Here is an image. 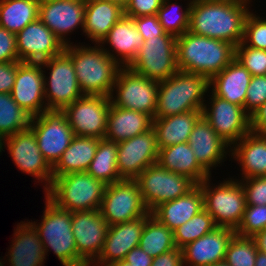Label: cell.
<instances>
[{"label":"cell","mask_w":266,"mask_h":266,"mask_svg":"<svg viewBox=\"0 0 266 266\" xmlns=\"http://www.w3.org/2000/svg\"><path fill=\"white\" fill-rule=\"evenodd\" d=\"M157 163L168 171L188 177L196 185L210 177L198 164L188 142L159 149Z\"/></svg>","instance_id":"32"},{"label":"cell","mask_w":266,"mask_h":266,"mask_svg":"<svg viewBox=\"0 0 266 266\" xmlns=\"http://www.w3.org/2000/svg\"><path fill=\"white\" fill-rule=\"evenodd\" d=\"M94 45L71 43L65 45L64 52L72 59L77 82L84 95L110 97L122 67L99 44Z\"/></svg>","instance_id":"3"},{"label":"cell","mask_w":266,"mask_h":266,"mask_svg":"<svg viewBox=\"0 0 266 266\" xmlns=\"http://www.w3.org/2000/svg\"><path fill=\"white\" fill-rule=\"evenodd\" d=\"M124 16V9L107 0H86L84 36L99 44L110 29Z\"/></svg>","instance_id":"31"},{"label":"cell","mask_w":266,"mask_h":266,"mask_svg":"<svg viewBox=\"0 0 266 266\" xmlns=\"http://www.w3.org/2000/svg\"><path fill=\"white\" fill-rule=\"evenodd\" d=\"M128 68L148 79L158 82L166 80L179 70L176 37L166 33L144 40L141 49Z\"/></svg>","instance_id":"8"},{"label":"cell","mask_w":266,"mask_h":266,"mask_svg":"<svg viewBox=\"0 0 266 266\" xmlns=\"http://www.w3.org/2000/svg\"><path fill=\"white\" fill-rule=\"evenodd\" d=\"M84 266H97V265H94L93 263H88V264H85Z\"/></svg>","instance_id":"59"},{"label":"cell","mask_w":266,"mask_h":266,"mask_svg":"<svg viewBox=\"0 0 266 266\" xmlns=\"http://www.w3.org/2000/svg\"><path fill=\"white\" fill-rule=\"evenodd\" d=\"M158 90V81L122 67L117 73L110 99L114 106L144 112L154 119Z\"/></svg>","instance_id":"10"},{"label":"cell","mask_w":266,"mask_h":266,"mask_svg":"<svg viewBox=\"0 0 266 266\" xmlns=\"http://www.w3.org/2000/svg\"><path fill=\"white\" fill-rule=\"evenodd\" d=\"M151 266H184L181 248H175L169 252L153 258Z\"/></svg>","instance_id":"51"},{"label":"cell","mask_w":266,"mask_h":266,"mask_svg":"<svg viewBox=\"0 0 266 266\" xmlns=\"http://www.w3.org/2000/svg\"><path fill=\"white\" fill-rule=\"evenodd\" d=\"M71 224L78 255L87 264L94 263L104 248L109 225L99 210L74 211Z\"/></svg>","instance_id":"19"},{"label":"cell","mask_w":266,"mask_h":266,"mask_svg":"<svg viewBox=\"0 0 266 266\" xmlns=\"http://www.w3.org/2000/svg\"><path fill=\"white\" fill-rule=\"evenodd\" d=\"M28 221H21L14 228V238L11 240L7 258L3 257L5 262L0 258V266H5L7 261L8 266H44V260L47 259L44 245L38 231Z\"/></svg>","instance_id":"25"},{"label":"cell","mask_w":266,"mask_h":266,"mask_svg":"<svg viewBox=\"0 0 266 266\" xmlns=\"http://www.w3.org/2000/svg\"><path fill=\"white\" fill-rule=\"evenodd\" d=\"M251 77L250 72L234 59L209 80V89L215 96L244 108Z\"/></svg>","instance_id":"28"},{"label":"cell","mask_w":266,"mask_h":266,"mask_svg":"<svg viewBox=\"0 0 266 266\" xmlns=\"http://www.w3.org/2000/svg\"><path fill=\"white\" fill-rule=\"evenodd\" d=\"M143 42L144 38L137 31L133 18L123 16L110 29L99 45L121 67H128L135 59ZM105 44L108 45V49Z\"/></svg>","instance_id":"26"},{"label":"cell","mask_w":266,"mask_h":266,"mask_svg":"<svg viewBox=\"0 0 266 266\" xmlns=\"http://www.w3.org/2000/svg\"><path fill=\"white\" fill-rule=\"evenodd\" d=\"M266 229V205H246L242 220L235 230L237 235L253 237Z\"/></svg>","instance_id":"42"},{"label":"cell","mask_w":266,"mask_h":266,"mask_svg":"<svg viewBox=\"0 0 266 266\" xmlns=\"http://www.w3.org/2000/svg\"><path fill=\"white\" fill-rule=\"evenodd\" d=\"M254 13L256 11H251L246 17L242 43L245 46L266 50V18Z\"/></svg>","instance_id":"44"},{"label":"cell","mask_w":266,"mask_h":266,"mask_svg":"<svg viewBox=\"0 0 266 266\" xmlns=\"http://www.w3.org/2000/svg\"><path fill=\"white\" fill-rule=\"evenodd\" d=\"M153 127V118L140 111L110 105L105 138L119 143L146 133Z\"/></svg>","instance_id":"30"},{"label":"cell","mask_w":266,"mask_h":266,"mask_svg":"<svg viewBox=\"0 0 266 266\" xmlns=\"http://www.w3.org/2000/svg\"><path fill=\"white\" fill-rule=\"evenodd\" d=\"M109 2L115 3L119 6H121L123 9L128 5L130 0H107Z\"/></svg>","instance_id":"56"},{"label":"cell","mask_w":266,"mask_h":266,"mask_svg":"<svg viewBox=\"0 0 266 266\" xmlns=\"http://www.w3.org/2000/svg\"><path fill=\"white\" fill-rule=\"evenodd\" d=\"M30 128L36 135L41 154L51 167L75 137L65 114L58 110H48L32 117Z\"/></svg>","instance_id":"14"},{"label":"cell","mask_w":266,"mask_h":266,"mask_svg":"<svg viewBox=\"0 0 266 266\" xmlns=\"http://www.w3.org/2000/svg\"><path fill=\"white\" fill-rule=\"evenodd\" d=\"M110 105L108 96L83 95L62 112L76 136L104 139Z\"/></svg>","instance_id":"15"},{"label":"cell","mask_w":266,"mask_h":266,"mask_svg":"<svg viewBox=\"0 0 266 266\" xmlns=\"http://www.w3.org/2000/svg\"><path fill=\"white\" fill-rule=\"evenodd\" d=\"M211 181L210 176L199 184L202 189L204 209L212 216L217 227L236 230L246 207L245 193L240 181L233 177L226 178L219 182L218 186Z\"/></svg>","instance_id":"7"},{"label":"cell","mask_w":266,"mask_h":266,"mask_svg":"<svg viewBox=\"0 0 266 266\" xmlns=\"http://www.w3.org/2000/svg\"><path fill=\"white\" fill-rule=\"evenodd\" d=\"M235 59L252 76L266 75V50L245 46L242 42L235 47Z\"/></svg>","instance_id":"43"},{"label":"cell","mask_w":266,"mask_h":266,"mask_svg":"<svg viewBox=\"0 0 266 266\" xmlns=\"http://www.w3.org/2000/svg\"><path fill=\"white\" fill-rule=\"evenodd\" d=\"M239 180L244 189L246 205H266V176Z\"/></svg>","instance_id":"46"},{"label":"cell","mask_w":266,"mask_h":266,"mask_svg":"<svg viewBox=\"0 0 266 266\" xmlns=\"http://www.w3.org/2000/svg\"><path fill=\"white\" fill-rule=\"evenodd\" d=\"M239 1H243V2H246V3H251L252 2L251 0H239Z\"/></svg>","instance_id":"60"},{"label":"cell","mask_w":266,"mask_h":266,"mask_svg":"<svg viewBox=\"0 0 266 266\" xmlns=\"http://www.w3.org/2000/svg\"><path fill=\"white\" fill-rule=\"evenodd\" d=\"M99 211L109 226L140 218L150 212L138 183L126 179L106 186Z\"/></svg>","instance_id":"12"},{"label":"cell","mask_w":266,"mask_h":266,"mask_svg":"<svg viewBox=\"0 0 266 266\" xmlns=\"http://www.w3.org/2000/svg\"><path fill=\"white\" fill-rule=\"evenodd\" d=\"M10 94L13 100L32 117L48 111L41 63L21 62L17 66L15 82Z\"/></svg>","instance_id":"21"},{"label":"cell","mask_w":266,"mask_h":266,"mask_svg":"<svg viewBox=\"0 0 266 266\" xmlns=\"http://www.w3.org/2000/svg\"><path fill=\"white\" fill-rule=\"evenodd\" d=\"M211 266H229V265H227L225 262H221V263H218V264H213Z\"/></svg>","instance_id":"58"},{"label":"cell","mask_w":266,"mask_h":266,"mask_svg":"<svg viewBox=\"0 0 266 266\" xmlns=\"http://www.w3.org/2000/svg\"><path fill=\"white\" fill-rule=\"evenodd\" d=\"M32 116L22 109L10 93L0 92V140L30 128Z\"/></svg>","instance_id":"38"},{"label":"cell","mask_w":266,"mask_h":266,"mask_svg":"<svg viewBox=\"0 0 266 266\" xmlns=\"http://www.w3.org/2000/svg\"><path fill=\"white\" fill-rule=\"evenodd\" d=\"M99 140L96 137L75 135L58 162L52 167L53 177L86 172L95 156Z\"/></svg>","instance_id":"34"},{"label":"cell","mask_w":266,"mask_h":266,"mask_svg":"<svg viewBox=\"0 0 266 266\" xmlns=\"http://www.w3.org/2000/svg\"><path fill=\"white\" fill-rule=\"evenodd\" d=\"M209 92V79L197 73L178 70L159 82L154 118L202 110ZM205 96V97H204Z\"/></svg>","instance_id":"4"},{"label":"cell","mask_w":266,"mask_h":266,"mask_svg":"<svg viewBox=\"0 0 266 266\" xmlns=\"http://www.w3.org/2000/svg\"><path fill=\"white\" fill-rule=\"evenodd\" d=\"M123 260L132 266H151L153 258L138 246L131 249Z\"/></svg>","instance_id":"52"},{"label":"cell","mask_w":266,"mask_h":266,"mask_svg":"<svg viewBox=\"0 0 266 266\" xmlns=\"http://www.w3.org/2000/svg\"><path fill=\"white\" fill-rule=\"evenodd\" d=\"M41 66L45 73L44 96L48 110L62 111L84 95L78 85L72 59L64 51L42 62ZM45 69L50 70L49 77Z\"/></svg>","instance_id":"9"},{"label":"cell","mask_w":266,"mask_h":266,"mask_svg":"<svg viewBox=\"0 0 266 266\" xmlns=\"http://www.w3.org/2000/svg\"><path fill=\"white\" fill-rule=\"evenodd\" d=\"M163 0H130L124 9V16L135 18L157 15Z\"/></svg>","instance_id":"47"},{"label":"cell","mask_w":266,"mask_h":266,"mask_svg":"<svg viewBox=\"0 0 266 266\" xmlns=\"http://www.w3.org/2000/svg\"><path fill=\"white\" fill-rule=\"evenodd\" d=\"M234 229L216 227L212 232L188 243L182 249L184 266H211L224 262Z\"/></svg>","instance_id":"23"},{"label":"cell","mask_w":266,"mask_h":266,"mask_svg":"<svg viewBox=\"0 0 266 266\" xmlns=\"http://www.w3.org/2000/svg\"><path fill=\"white\" fill-rule=\"evenodd\" d=\"M20 61L0 63V92L11 93Z\"/></svg>","instance_id":"50"},{"label":"cell","mask_w":266,"mask_h":266,"mask_svg":"<svg viewBox=\"0 0 266 266\" xmlns=\"http://www.w3.org/2000/svg\"><path fill=\"white\" fill-rule=\"evenodd\" d=\"M135 181L150 212L161 203L186 195L196 186L188 177L168 171L158 163L145 168Z\"/></svg>","instance_id":"11"},{"label":"cell","mask_w":266,"mask_h":266,"mask_svg":"<svg viewBox=\"0 0 266 266\" xmlns=\"http://www.w3.org/2000/svg\"><path fill=\"white\" fill-rule=\"evenodd\" d=\"M203 209L202 189L196 185L186 195L159 204L151 215L174 232Z\"/></svg>","instance_id":"29"},{"label":"cell","mask_w":266,"mask_h":266,"mask_svg":"<svg viewBox=\"0 0 266 266\" xmlns=\"http://www.w3.org/2000/svg\"><path fill=\"white\" fill-rule=\"evenodd\" d=\"M86 0H40L38 18L48 27L64 45L70 33L84 28ZM66 38V39H65Z\"/></svg>","instance_id":"18"},{"label":"cell","mask_w":266,"mask_h":266,"mask_svg":"<svg viewBox=\"0 0 266 266\" xmlns=\"http://www.w3.org/2000/svg\"><path fill=\"white\" fill-rule=\"evenodd\" d=\"M176 54L179 70L197 73L210 80L235 59V46L187 31L176 37Z\"/></svg>","instance_id":"2"},{"label":"cell","mask_w":266,"mask_h":266,"mask_svg":"<svg viewBox=\"0 0 266 266\" xmlns=\"http://www.w3.org/2000/svg\"><path fill=\"white\" fill-rule=\"evenodd\" d=\"M257 251L252 237L235 234L228 245L224 262L229 266H255Z\"/></svg>","instance_id":"41"},{"label":"cell","mask_w":266,"mask_h":266,"mask_svg":"<svg viewBox=\"0 0 266 266\" xmlns=\"http://www.w3.org/2000/svg\"><path fill=\"white\" fill-rule=\"evenodd\" d=\"M216 227L212 216L203 209L174 231L176 247L183 248L188 243L212 232Z\"/></svg>","instance_id":"40"},{"label":"cell","mask_w":266,"mask_h":266,"mask_svg":"<svg viewBox=\"0 0 266 266\" xmlns=\"http://www.w3.org/2000/svg\"><path fill=\"white\" fill-rule=\"evenodd\" d=\"M251 6L239 0H192L188 31L230 42L236 47L243 40Z\"/></svg>","instance_id":"1"},{"label":"cell","mask_w":266,"mask_h":266,"mask_svg":"<svg viewBox=\"0 0 266 266\" xmlns=\"http://www.w3.org/2000/svg\"><path fill=\"white\" fill-rule=\"evenodd\" d=\"M108 266H132V264H130L124 260H121V261L114 262Z\"/></svg>","instance_id":"57"},{"label":"cell","mask_w":266,"mask_h":266,"mask_svg":"<svg viewBox=\"0 0 266 266\" xmlns=\"http://www.w3.org/2000/svg\"><path fill=\"white\" fill-rule=\"evenodd\" d=\"M20 62L42 63L61 54L65 45L38 18L16 34Z\"/></svg>","instance_id":"20"},{"label":"cell","mask_w":266,"mask_h":266,"mask_svg":"<svg viewBox=\"0 0 266 266\" xmlns=\"http://www.w3.org/2000/svg\"><path fill=\"white\" fill-rule=\"evenodd\" d=\"M20 61L16 34L0 26V63Z\"/></svg>","instance_id":"48"},{"label":"cell","mask_w":266,"mask_h":266,"mask_svg":"<svg viewBox=\"0 0 266 266\" xmlns=\"http://www.w3.org/2000/svg\"><path fill=\"white\" fill-rule=\"evenodd\" d=\"M189 1L184 9L181 5H177L176 1L171 3V0H163L157 17L166 33L179 37L188 31L192 0Z\"/></svg>","instance_id":"39"},{"label":"cell","mask_w":266,"mask_h":266,"mask_svg":"<svg viewBox=\"0 0 266 266\" xmlns=\"http://www.w3.org/2000/svg\"><path fill=\"white\" fill-rule=\"evenodd\" d=\"M45 210L41 223L30 222L39 233L45 255L53 251L62 266H84L87 264L79 255L72 232V212L59 209L45 196Z\"/></svg>","instance_id":"5"},{"label":"cell","mask_w":266,"mask_h":266,"mask_svg":"<svg viewBox=\"0 0 266 266\" xmlns=\"http://www.w3.org/2000/svg\"><path fill=\"white\" fill-rule=\"evenodd\" d=\"M40 0H0V26L14 34L36 21Z\"/></svg>","instance_id":"35"},{"label":"cell","mask_w":266,"mask_h":266,"mask_svg":"<svg viewBox=\"0 0 266 266\" xmlns=\"http://www.w3.org/2000/svg\"><path fill=\"white\" fill-rule=\"evenodd\" d=\"M117 143L100 139L87 173L106 185L122 180L117 169Z\"/></svg>","instance_id":"36"},{"label":"cell","mask_w":266,"mask_h":266,"mask_svg":"<svg viewBox=\"0 0 266 266\" xmlns=\"http://www.w3.org/2000/svg\"><path fill=\"white\" fill-rule=\"evenodd\" d=\"M117 169L121 179L135 180L150 165L157 163L158 146L155 130L117 143Z\"/></svg>","instance_id":"17"},{"label":"cell","mask_w":266,"mask_h":266,"mask_svg":"<svg viewBox=\"0 0 266 266\" xmlns=\"http://www.w3.org/2000/svg\"><path fill=\"white\" fill-rule=\"evenodd\" d=\"M198 164L210 175L214 167L230 157L231 147L216 133L203 115L197 120L188 141Z\"/></svg>","instance_id":"24"},{"label":"cell","mask_w":266,"mask_h":266,"mask_svg":"<svg viewBox=\"0 0 266 266\" xmlns=\"http://www.w3.org/2000/svg\"><path fill=\"white\" fill-rule=\"evenodd\" d=\"M231 152L241 169V179L266 176V136L251 130L231 147Z\"/></svg>","instance_id":"27"},{"label":"cell","mask_w":266,"mask_h":266,"mask_svg":"<svg viewBox=\"0 0 266 266\" xmlns=\"http://www.w3.org/2000/svg\"><path fill=\"white\" fill-rule=\"evenodd\" d=\"M202 116V110L188 111L163 118L153 119L158 149L188 142L190 134Z\"/></svg>","instance_id":"33"},{"label":"cell","mask_w":266,"mask_h":266,"mask_svg":"<svg viewBox=\"0 0 266 266\" xmlns=\"http://www.w3.org/2000/svg\"><path fill=\"white\" fill-rule=\"evenodd\" d=\"M106 186L87 172L69 173L53 177L45 196L66 211L99 210Z\"/></svg>","instance_id":"6"},{"label":"cell","mask_w":266,"mask_h":266,"mask_svg":"<svg viewBox=\"0 0 266 266\" xmlns=\"http://www.w3.org/2000/svg\"><path fill=\"white\" fill-rule=\"evenodd\" d=\"M150 215L151 212L140 218L109 226L104 248L93 264L108 266L123 260L131 249L139 246L145 222Z\"/></svg>","instance_id":"22"},{"label":"cell","mask_w":266,"mask_h":266,"mask_svg":"<svg viewBox=\"0 0 266 266\" xmlns=\"http://www.w3.org/2000/svg\"><path fill=\"white\" fill-rule=\"evenodd\" d=\"M266 102V75L252 76L246 91L244 109L252 116Z\"/></svg>","instance_id":"45"},{"label":"cell","mask_w":266,"mask_h":266,"mask_svg":"<svg viewBox=\"0 0 266 266\" xmlns=\"http://www.w3.org/2000/svg\"><path fill=\"white\" fill-rule=\"evenodd\" d=\"M133 22L137 31L144 38V40L166 34L158 20L157 15L135 17L133 18Z\"/></svg>","instance_id":"49"},{"label":"cell","mask_w":266,"mask_h":266,"mask_svg":"<svg viewBox=\"0 0 266 266\" xmlns=\"http://www.w3.org/2000/svg\"><path fill=\"white\" fill-rule=\"evenodd\" d=\"M255 266H266V253L257 251Z\"/></svg>","instance_id":"55"},{"label":"cell","mask_w":266,"mask_h":266,"mask_svg":"<svg viewBox=\"0 0 266 266\" xmlns=\"http://www.w3.org/2000/svg\"><path fill=\"white\" fill-rule=\"evenodd\" d=\"M139 246L152 258L176 248L174 232L150 215L140 238Z\"/></svg>","instance_id":"37"},{"label":"cell","mask_w":266,"mask_h":266,"mask_svg":"<svg viewBox=\"0 0 266 266\" xmlns=\"http://www.w3.org/2000/svg\"><path fill=\"white\" fill-rule=\"evenodd\" d=\"M252 238L256 244L258 251L266 253V229L255 234Z\"/></svg>","instance_id":"54"},{"label":"cell","mask_w":266,"mask_h":266,"mask_svg":"<svg viewBox=\"0 0 266 266\" xmlns=\"http://www.w3.org/2000/svg\"><path fill=\"white\" fill-rule=\"evenodd\" d=\"M251 130L266 136V102L251 116Z\"/></svg>","instance_id":"53"},{"label":"cell","mask_w":266,"mask_h":266,"mask_svg":"<svg viewBox=\"0 0 266 266\" xmlns=\"http://www.w3.org/2000/svg\"><path fill=\"white\" fill-rule=\"evenodd\" d=\"M202 115L216 133L230 146L251 131V116L239 105L215 96L210 90ZM210 104V105H209Z\"/></svg>","instance_id":"16"},{"label":"cell","mask_w":266,"mask_h":266,"mask_svg":"<svg viewBox=\"0 0 266 266\" xmlns=\"http://www.w3.org/2000/svg\"><path fill=\"white\" fill-rule=\"evenodd\" d=\"M5 147L14 165L38 182H44L43 190L46 192L53 182L52 167L41 154L33 130L28 128L4 138L1 140V151H4Z\"/></svg>","instance_id":"13"}]
</instances>
